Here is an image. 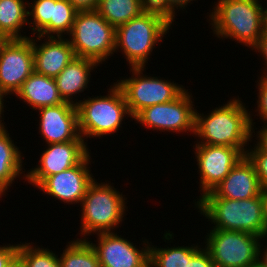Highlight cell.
<instances>
[{"instance_id": "obj_26", "label": "cell", "mask_w": 267, "mask_h": 267, "mask_svg": "<svg viewBox=\"0 0 267 267\" xmlns=\"http://www.w3.org/2000/svg\"><path fill=\"white\" fill-rule=\"evenodd\" d=\"M59 260L61 267H100L93 246L87 239H73L65 246Z\"/></svg>"}, {"instance_id": "obj_36", "label": "cell", "mask_w": 267, "mask_h": 267, "mask_svg": "<svg viewBox=\"0 0 267 267\" xmlns=\"http://www.w3.org/2000/svg\"><path fill=\"white\" fill-rule=\"evenodd\" d=\"M193 1L197 0H167L169 5L179 13L180 10L185 11L186 8L188 7L187 5H191ZM184 9V10H183Z\"/></svg>"}, {"instance_id": "obj_13", "label": "cell", "mask_w": 267, "mask_h": 267, "mask_svg": "<svg viewBox=\"0 0 267 267\" xmlns=\"http://www.w3.org/2000/svg\"><path fill=\"white\" fill-rule=\"evenodd\" d=\"M95 243L87 239L97 253L100 267H149L150 243L142 238L143 247H138L131 240L119 235V232L96 234Z\"/></svg>"}, {"instance_id": "obj_15", "label": "cell", "mask_w": 267, "mask_h": 267, "mask_svg": "<svg viewBox=\"0 0 267 267\" xmlns=\"http://www.w3.org/2000/svg\"><path fill=\"white\" fill-rule=\"evenodd\" d=\"M91 157L89 153L78 165L47 177L37 189L47 194L46 197L54 198V201L80 206L89 185L95 180L91 173Z\"/></svg>"}, {"instance_id": "obj_9", "label": "cell", "mask_w": 267, "mask_h": 267, "mask_svg": "<svg viewBox=\"0 0 267 267\" xmlns=\"http://www.w3.org/2000/svg\"><path fill=\"white\" fill-rule=\"evenodd\" d=\"M207 231L201 244L210 253L215 267H251L259 263L262 237L241 231L211 228Z\"/></svg>"}, {"instance_id": "obj_28", "label": "cell", "mask_w": 267, "mask_h": 267, "mask_svg": "<svg viewBox=\"0 0 267 267\" xmlns=\"http://www.w3.org/2000/svg\"><path fill=\"white\" fill-rule=\"evenodd\" d=\"M141 13L155 17L166 24L170 29L174 25L176 12L167 2V0H140Z\"/></svg>"}, {"instance_id": "obj_33", "label": "cell", "mask_w": 267, "mask_h": 267, "mask_svg": "<svg viewBox=\"0 0 267 267\" xmlns=\"http://www.w3.org/2000/svg\"><path fill=\"white\" fill-rule=\"evenodd\" d=\"M258 52V55L262 57V65H264L262 73H267V29L262 33V36L258 39L256 44L251 48V51Z\"/></svg>"}, {"instance_id": "obj_32", "label": "cell", "mask_w": 267, "mask_h": 267, "mask_svg": "<svg viewBox=\"0 0 267 267\" xmlns=\"http://www.w3.org/2000/svg\"><path fill=\"white\" fill-rule=\"evenodd\" d=\"M187 267H215L210 253L203 247L191 260L187 263Z\"/></svg>"}, {"instance_id": "obj_17", "label": "cell", "mask_w": 267, "mask_h": 267, "mask_svg": "<svg viewBox=\"0 0 267 267\" xmlns=\"http://www.w3.org/2000/svg\"><path fill=\"white\" fill-rule=\"evenodd\" d=\"M38 111L39 135L46 144L84 140L79 132L77 106L63 102L55 106L43 107Z\"/></svg>"}, {"instance_id": "obj_38", "label": "cell", "mask_w": 267, "mask_h": 267, "mask_svg": "<svg viewBox=\"0 0 267 267\" xmlns=\"http://www.w3.org/2000/svg\"><path fill=\"white\" fill-rule=\"evenodd\" d=\"M261 197H262L263 215H264L266 236H267V189H262Z\"/></svg>"}, {"instance_id": "obj_43", "label": "cell", "mask_w": 267, "mask_h": 267, "mask_svg": "<svg viewBox=\"0 0 267 267\" xmlns=\"http://www.w3.org/2000/svg\"><path fill=\"white\" fill-rule=\"evenodd\" d=\"M251 267H264V266L259 262V263H257L256 265H253V266H251Z\"/></svg>"}, {"instance_id": "obj_8", "label": "cell", "mask_w": 267, "mask_h": 267, "mask_svg": "<svg viewBox=\"0 0 267 267\" xmlns=\"http://www.w3.org/2000/svg\"><path fill=\"white\" fill-rule=\"evenodd\" d=\"M129 71L131 77H119L115 83L123 92L132 119L147 107L176 99L186 89L168 78L146 75V67L130 68Z\"/></svg>"}, {"instance_id": "obj_40", "label": "cell", "mask_w": 267, "mask_h": 267, "mask_svg": "<svg viewBox=\"0 0 267 267\" xmlns=\"http://www.w3.org/2000/svg\"><path fill=\"white\" fill-rule=\"evenodd\" d=\"M10 40L11 39L5 33L0 31V53Z\"/></svg>"}, {"instance_id": "obj_29", "label": "cell", "mask_w": 267, "mask_h": 267, "mask_svg": "<svg viewBox=\"0 0 267 267\" xmlns=\"http://www.w3.org/2000/svg\"><path fill=\"white\" fill-rule=\"evenodd\" d=\"M252 142L253 144L248 146L249 149H247L245 156L253 164L262 189H267V152L254 143V139Z\"/></svg>"}, {"instance_id": "obj_2", "label": "cell", "mask_w": 267, "mask_h": 267, "mask_svg": "<svg viewBox=\"0 0 267 267\" xmlns=\"http://www.w3.org/2000/svg\"><path fill=\"white\" fill-rule=\"evenodd\" d=\"M260 0H217L208 13L213 35L252 48L267 29V9ZM216 3V4H215Z\"/></svg>"}, {"instance_id": "obj_16", "label": "cell", "mask_w": 267, "mask_h": 267, "mask_svg": "<svg viewBox=\"0 0 267 267\" xmlns=\"http://www.w3.org/2000/svg\"><path fill=\"white\" fill-rule=\"evenodd\" d=\"M34 72L32 36L28 39H11L0 53V88L14 96L24 81Z\"/></svg>"}, {"instance_id": "obj_7", "label": "cell", "mask_w": 267, "mask_h": 267, "mask_svg": "<svg viewBox=\"0 0 267 267\" xmlns=\"http://www.w3.org/2000/svg\"><path fill=\"white\" fill-rule=\"evenodd\" d=\"M116 28L97 10L78 11L67 36L76 57L105 63L115 52Z\"/></svg>"}, {"instance_id": "obj_14", "label": "cell", "mask_w": 267, "mask_h": 267, "mask_svg": "<svg viewBox=\"0 0 267 267\" xmlns=\"http://www.w3.org/2000/svg\"><path fill=\"white\" fill-rule=\"evenodd\" d=\"M39 164L26 171L24 179L37 188L47 177L78 165L91 151L85 140L45 144Z\"/></svg>"}, {"instance_id": "obj_18", "label": "cell", "mask_w": 267, "mask_h": 267, "mask_svg": "<svg viewBox=\"0 0 267 267\" xmlns=\"http://www.w3.org/2000/svg\"><path fill=\"white\" fill-rule=\"evenodd\" d=\"M32 49L34 71L52 78L57 77L74 57H76L69 39L65 37L33 35Z\"/></svg>"}, {"instance_id": "obj_10", "label": "cell", "mask_w": 267, "mask_h": 267, "mask_svg": "<svg viewBox=\"0 0 267 267\" xmlns=\"http://www.w3.org/2000/svg\"><path fill=\"white\" fill-rule=\"evenodd\" d=\"M195 97L185 89L176 99L147 107L141 110L132 120L142 124L147 130L169 132L172 134H186L194 136L195 131V114L194 105ZM193 100V101H192ZM194 106V107H193ZM144 125V126H143Z\"/></svg>"}, {"instance_id": "obj_24", "label": "cell", "mask_w": 267, "mask_h": 267, "mask_svg": "<svg viewBox=\"0 0 267 267\" xmlns=\"http://www.w3.org/2000/svg\"><path fill=\"white\" fill-rule=\"evenodd\" d=\"M149 247V267H187V263L204 247L198 243L189 246ZM155 246V247H154ZM167 247V248H166Z\"/></svg>"}, {"instance_id": "obj_5", "label": "cell", "mask_w": 267, "mask_h": 267, "mask_svg": "<svg viewBox=\"0 0 267 267\" xmlns=\"http://www.w3.org/2000/svg\"><path fill=\"white\" fill-rule=\"evenodd\" d=\"M107 95L86 97L76 105L79 132L88 145V138L111 136L118 133L129 113L125 97L120 87L113 82ZM127 116V117H126Z\"/></svg>"}, {"instance_id": "obj_23", "label": "cell", "mask_w": 267, "mask_h": 267, "mask_svg": "<svg viewBox=\"0 0 267 267\" xmlns=\"http://www.w3.org/2000/svg\"><path fill=\"white\" fill-rule=\"evenodd\" d=\"M26 8H28V1L26 0H0V31L10 39H28L31 37L27 34L22 35L23 28L28 26Z\"/></svg>"}, {"instance_id": "obj_19", "label": "cell", "mask_w": 267, "mask_h": 267, "mask_svg": "<svg viewBox=\"0 0 267 267\" xmlns=\"http://www.w3.org/2000/svg\"><path fill=\"white\" fill-rule=\"evenodd\" d=\"M262 187L253 164L246 156L237 163L211 192L202 198L244 200L261 195Z\"/></svg>"}, {"instance_id": "obj_22", "label": "cell", "mask_w": 267, "mask_h": 267, "mask_svg": "<svg viewBox=\"0 0 267 267\" xmlns=\"http://www.w3.org/2000/svg\"><path fill=\"white\" fill-rule=\"evenodd\" d=\"M7 129L8 127L0 130V200L6 196L10 190L9 187H12L17 178H26V170L23 166L25 156L16 146Z\"/></svg>"}, {"instance_id": "obj_1", "label": "cell", "mask_w": 267, "mask_h": 267, "mask_svg": "<svg viewBox=\"0 0 267 267\" xmlns=\"http://www.w3.org/2000/svg\"><path fill=\"white\" fill-rule=\"evenodd\" d=\"M241 99L239 95L232 97L205 115L196 109L193 137L198 140L194 145L230 146L246 154L253 139L252 125L248 106Z\"/></svg>"}, {"instance_id": "obj_11", "label": "cell", "mask_w": 267, "mask_h": 267, "mask_svg": "<svg viewBox=\"0 0 267 267\" xmlns=\"http://www.w3.org/2000/svg\"><path fill=\"white\" fill-rule=\"evenodd\" d=\"M194 155L199 174V198L213 191L229 174L231 169L239 163L245 154L239 149L219 145H193Z\"/></svg>"}, {"instance_id": "obj_39", "label": "cell", "mask_w": 267, "mask_h": 267, "mask_svg": "<svg viewBox=\"0 0 267 267\" xmlns=\"http://www.w3.org/2000/svg\"><path fill=\"white\" fill-rule=\"evenodd\" d=\"M5 101H0V130H3L6 128L7 124L4 122V112H6L4 109L6 108V105H4ZM5 107V108H4ZM4 122V123H3ZM5 124V125H4Z\"/></svg>"}, {"instance_id": "obj_42", "label": "cell", "mask_w": 267, "mask_h": 267, "mask_svg": "<svg viewBox=\"0 0 267 267\" xmlns=\"http://www.w3.org/2000/svg\"><path fill=\"white\" fill-rule=\"evenodd\" d=\"M6 98H7L6 94L0 88V101H6Z\"/></svg>"}, {"instance_id": "obj_20", "label": "cell", "mask_w": 267, "mask_h": 267, "mask_svg": "<svg viewBox=\"0 0 267 267\" xmlns=\"http://www.w3.org/2000/svg\"><path fill=\"white\" fill-rule=\"evenodd\" d=\"M98 66L101 65L92 59L74 57L60 74L54 78L63 101L77 105L79 100L76 97L79 96L76 95H80L87 90L90 86L91 72H95L94 69Z\"/></svg>"}, {"instance_id": "obj_25", "label": "cell", "mask_w": 267, "mask_h": 267, "mask_svg": "<svg viewBox=\"0 0 267 267\" xmlns=\"http://www.w3.org/2000/svg\"><path fill=\"white\" fill-rule=\"evenodd\" d=\"M98 13L115 28L141 14L140 0H99Z\"/></svg>"}, {"instance_id": "obj_35", "label": "cell", "mask_w": 267, "mask_h": 267, "mask_svg": "<svg viewBox=\"0 0 267 267\" xmlns=\"http://www.w3.org/2000/svg\"><path fill=\"white\" fill-rule=\"evenodd\" d=\"M78 11L97 10L99 0H68Z\"/></svg>"}, {"instance_id": "obj_21", "label": "cell", "mask_w": 267, "mask_h": 267, "mask_svg": "<svg viewBox=\"0 0 267 267\" xmlns=\"http://www.w3.org/2000/svg\"><path fill=\"white\" fill-rule=\"evenodd\" d=\"M19 100H23L32 111L43 107L55 106L63 103L54 78L36 73L35 71L24 81L16 93Z\"/></svg>"}, {"instance_id": "obj_30", "label": "cell", "mask_w": 267, "mask_h": 267, "mask_svg": "<svg viewBox=\"0 0 267 267\" xmlns=\"http://www.w3.org/2000/svg\"><path fill=\"white\" fill-rule=\"evenodd\" d=\"M257 82H256V86H257L256 88L258 89L257 90L258 100L256 99L257 106L255 105V107L257 108H255V112H254L257 114L254 115V113L250 111V122H251L252 128L256 127L255 126L256 122H254L256 115L257 117H259V118H256V120L261 119L263 123H267V73H262V75L260 76L258 75ZM253 116H254V119H253Z\"/></svg>"}, {"instance_id": "obj_4", "label": "cell", "mask_w": 267, "mask_h": 267, "mask_svg": "<svg viewBox=\"0 0 267 267\" xmlns=\"http://www.w3.org/2000/svg\"><path fill=\"white\" fill-rule=\"evenodd\" d=\"M193 206L214 225L212 229L266 236L261 195L244 200L200 198Z\"/></svg>"}, {"instance_id": "obj_6", "label": "cell", "mask_w": 267, "mask_h": 267, "mask_svg": "<svg viewBox=\"0 0 267 267\" xmlns=\"http://www.w3.org/2000/svg\"><path fill=\"white\" fill-rule=\"evenodd\" d=\"M169 30L159 19L141 13L116 27L114 53H122L128 68H145L151 60L153 49L165 41L163 38H166Z\"/></svg>"}, {"instance_id": "obj_41", "label": "cell", "mask_w": 267, "mask_h": 267, "mask_svg": "<svg viewBox=\"0 0 267 267\" xmlns=\"http://www.w3.org/2000/svg\"><path fill=\"white\" fill-rule=\"evenodd\" d=\"M6 267H24L20 258L16 256Z\"/></svg>"}, {"instance_id": "obj_31", "label": "cell", "mask_w": 267, "mask_h": 267, "mask_svg": "<svg viewBox=\"0 0 267 267\" xmlns=\"http://www.w3.org/2000/svg\"><path fill=\"white\" fill-rule=\"evenodd\" d=\"M16 243L0 245V267H6L17 256L19 243Z\"/></svg>"}, {"instance_id": "obj_3", "label": "cell", "mask_w": 267, "mask_h": 267, "mask_svg": "<svg viewBox=\"0 0 267 267\" xmlns=\"http://www.w3.org/2000/svg\"><path fill=\"white\" fill-rule=\"evenodd\" d=\"M97 181L95 179L89 185L80 204V239H90V235L117 231L126 219V204L129 202L126 195L114 188L111 181Z\"/></svg>"}, {"instance_id": "obj_34", "label": "cell", "mask_w": 267, "mask_h": 267, "mask_svg": "<svg viewBox=\"0 0 267 267\" xmlns=\"http://www.w3.org/2000/svg\"><path fill=\"white\" fill-rule=\"evenodd\" d=\"M263 126L259 128H252V138H254V142L265 152H267V123H263ZM258 131H255L257 130ZM256 132V133H255Z\"/></svg>"}, {"instance_id": "obj_27", "label": "cell", "mask_w": 267, "mask_h": 267, "mask_svg": "<svg viewBox=\"0 0 267 267\" xmlns=\"http://www.w3.org/2000/svg\"><path fill=\"white\" fill-rule=\"evenodd\" d=\"M20 242L17 256L24 267H61L59 256L48 247Z\"/></svg>"}, {"instance_id": "obj_12", "label": "cell", "mask_w": 267, "mask_h": 267, "mask_svg": "<svg viewBox=\"0 0 267 267\" xmlns=\"http://www.w3.org/2000/svg\"><path fill=\"white\" fill-rule=\"evenodd\" d=\"M27 1L31 36L66 37L71 33L78 10L68 0Z\"/></svg>"}, {"instance_id": "obj_37", "label": "cell", "mask_w": 267, "mask_h": 267, "mask_svg": "<svg viewBox=\"0 0 267 267\" xmlns=\"http://www.w3.org/2000/svg\"><path fill=\"white\" fill-rule=\"evenodd\" d=\"M266 241H267V236L261 238L262 243H260V255H259V262L264 267H267V244H266L267 242ZM264 244H266V245L264 246Z\"/></svg>"}]
</instances>
